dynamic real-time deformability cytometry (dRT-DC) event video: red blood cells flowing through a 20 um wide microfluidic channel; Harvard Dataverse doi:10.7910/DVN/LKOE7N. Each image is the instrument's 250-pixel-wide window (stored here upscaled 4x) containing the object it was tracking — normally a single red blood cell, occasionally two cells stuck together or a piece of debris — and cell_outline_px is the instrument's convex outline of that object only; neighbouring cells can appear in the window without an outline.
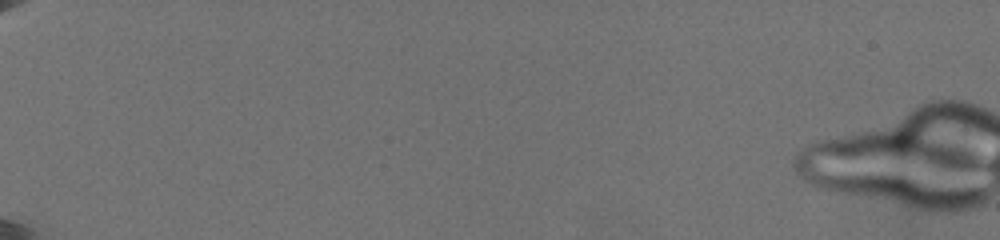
{"species": "common noctule bat (a hibernating species)", "species_latin": "Nyctalus noctula", "temperature_condition": "warm", "stored_images_in_passage": 57, "camera_frame_rate_fps": 3000, "um_per_image_px": 0.085, "animal": {"sex": "female", "body_mass_g": 19.5, "forearm_length_mm": 54.1}, "frame": {"image": 1, "passage_image": 1, "time_ms": 0.0, "image_size_px": [1000, 240], "cell_outline_px": [[980, 192], [972, 200], [960, 204], [924, 204], [856, 184], [860, 180], [900, 180]], "centroid_in_image_um": [78.29, 16.3], "position_along_channel_um": 6.7, "area_um2": 12.43}}